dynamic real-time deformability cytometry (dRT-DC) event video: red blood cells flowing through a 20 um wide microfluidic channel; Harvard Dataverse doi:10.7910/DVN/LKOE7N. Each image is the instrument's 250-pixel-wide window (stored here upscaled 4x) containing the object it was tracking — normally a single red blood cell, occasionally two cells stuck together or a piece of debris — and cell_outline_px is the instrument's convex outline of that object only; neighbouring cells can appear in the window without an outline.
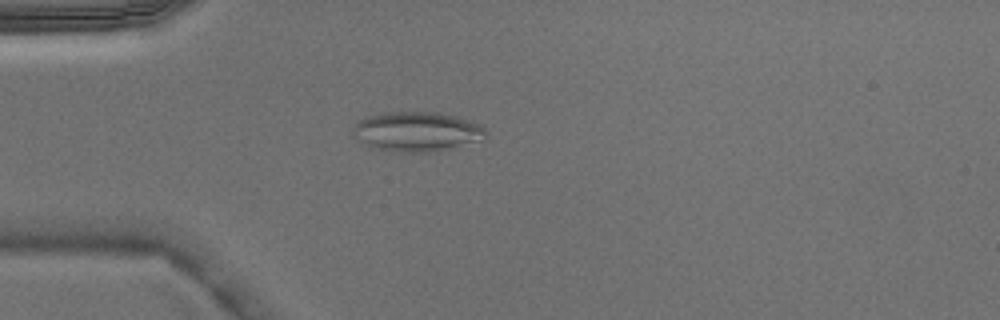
{"species": "Egyptian fruit bat (a non-hibernating species)", "species_latin": "Rousettus aegyptiacus", "temperature_condition": "warm", "stored_images_in_passage": 1, "camera_frame_rate_fps": 3000, "um_per_image_px": 0.085, "animal": {"sex": "male"}, "frame": {"image": 1, "passage_image": 1, "time_ms": 0.0, "image_size_px": [1000, 320], "cell_outline_px": [[488, 136], [484, 140], [432, 152], [408, 152], [368, 148], [352, 132], [352, 128], [356, 120], [368, 116], [384, 112], [436, 112], [456, 116], [472, 120], [480, 124], [484, 128]], "centroid_in_image_um": [35.44, 11.18], "position_along_channel_um": 49.6, "area_um2": 31.04}}